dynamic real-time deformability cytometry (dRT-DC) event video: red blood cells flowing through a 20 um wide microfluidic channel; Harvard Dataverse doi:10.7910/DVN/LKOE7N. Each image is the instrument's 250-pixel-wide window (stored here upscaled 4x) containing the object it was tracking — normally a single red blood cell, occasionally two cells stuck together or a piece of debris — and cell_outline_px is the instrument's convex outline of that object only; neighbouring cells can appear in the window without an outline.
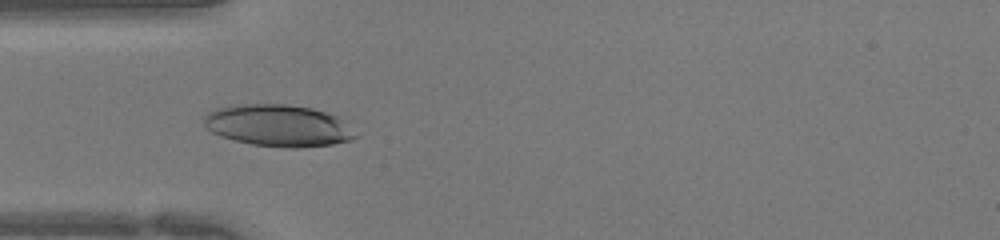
{"species": "human", "species_latin": "Homo sapiens", "temperature_condition": "warm", "stored_images_in_passage": 34, "camera_frame_rate_fps": 3000, "um_per_image_px": 0.085, "donor": {"sex": "female"}, "frame": {"image": 1, "passage_image": 3, "time_ms": 0.667, "image_size_px": [1000, 240], "cell_outline_px": [[360, 136], [352, 140], [332, 144], [296, 148], [288, 148], [252, 144], [220, 136], [212, 132], [204, 124], [204, 116], [208, 112], [216, 108], [236, 104], [284, 104], [312, 108], [336, 116], [344, 120]], "centroid_in_image_um": [23.68, 10.67], "position_along_channel_um": 61.3, "area_um2": 36.99}}
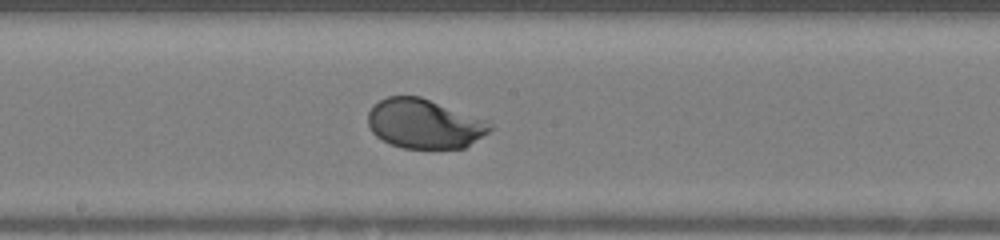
{"frame": {"image": 2, "passage_image": 13, "time_ms": 4.0, "image_size_px": [1000, 240], "cell_outline_px": [[492, 128], [488, 132], [464, 148], [404, 148], [392, 144], [376, 136], [372, 132], [368, 124], [368, 112], [372, 104], [388, 96], [420, 96], [484, 120], [492, 124]], "centroid_in_image_um": [36.02, 10.51], "position_along_channel_um": 212.2, "area_um2": 34.74}}
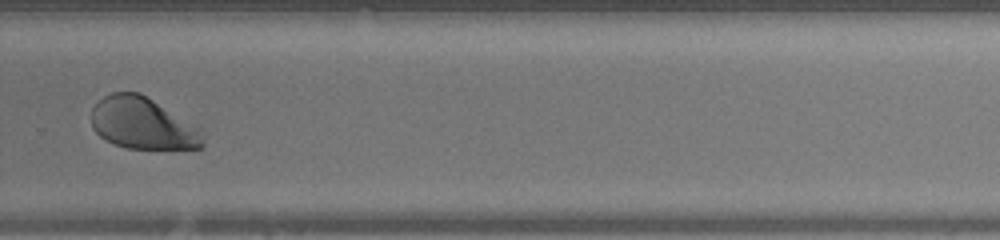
{"frame": {"image": 3, "passage_image": 20, "time_ms": 6.333, "image_size_px": [1000, 240], "cell_outline_px": [[204, 144], [200, 148], [128, 148], [104, 140], [92, 128], [92, 108], [104, 96], [112, 92], [140, 92], [200, 128]], "centroid_in_image_um": [12.11, 10.48], "position_along_channel_um": 317.7, "area_um2": 33.29}}